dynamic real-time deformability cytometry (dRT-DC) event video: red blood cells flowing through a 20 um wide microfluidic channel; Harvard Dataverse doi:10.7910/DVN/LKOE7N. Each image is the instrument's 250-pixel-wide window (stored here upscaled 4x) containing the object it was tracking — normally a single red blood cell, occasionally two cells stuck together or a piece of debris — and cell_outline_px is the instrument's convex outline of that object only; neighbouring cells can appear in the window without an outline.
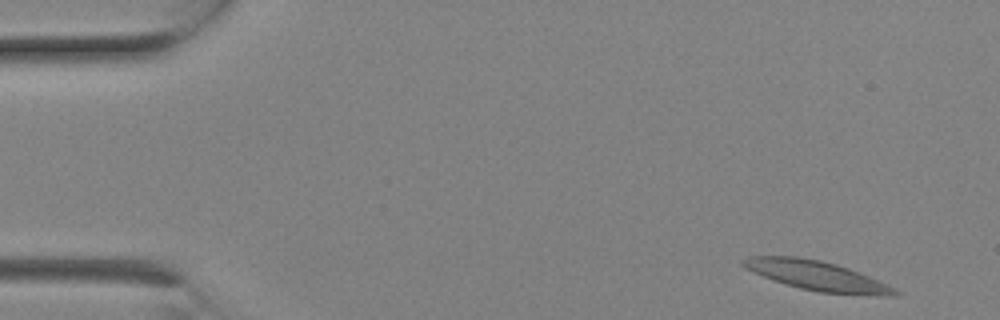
{"species": "Egyptian fruit bat (a non-hibernating species)", "species_latin": "Rousettus aegyptiacus", "temperature_condition": "room temperature", "stored_images_in_passage": 7, "camera_frame_rate_fps": 3000, "um_per_image_px": 0.085, "animal": {"sex": "female"}, "frame": {"image": 1, "passage_image": 1, "time_ms": 0.0, "image_size_px": [1000, 320], "cell_outline_px": [[900, 292], [892, 296], [872, 296], [820, 292], [800, 288], [764, 276], [744, 268], [740, 264], [740, 260], [748, 256], [800, 256], [820, 260], [836, 264], [848, 268], [888, 284], [896, 288]], "centroid_in_image_um": [69.45, 23.43], "position_along_channel_um": 15.5, "area_um2": 26.07}}
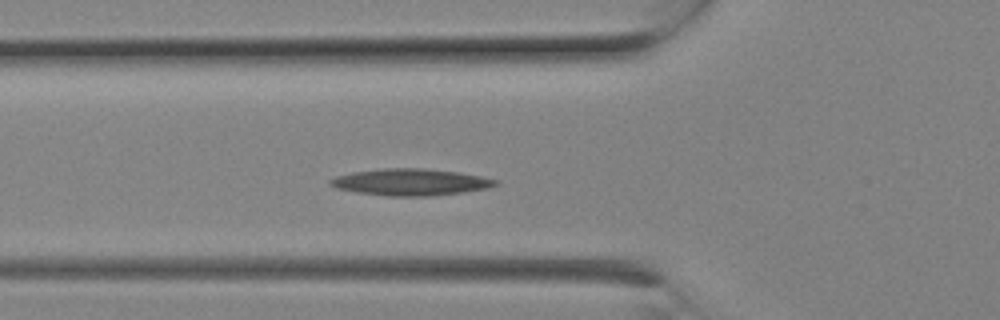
{"frame": {"image": 2, "passage_image": 7, "time_ms": 2.0, "image_size_px": [1000, 320], "cell_outline_px": [[500, 184], [488, 188], [460, 192], [428, 196], [388, 196], [360, 192], [336, 188], [328, 184], [328, 180], [336, 176], [352, 172], [380, 168], [424, 168], [460, 172], [500, 180]], "centroid_in_image_um": [34.91, 15.46], "position_along_channel_um": 90.9, "area_um2": 25.72}}